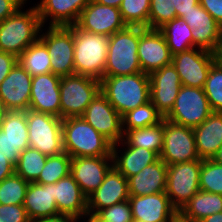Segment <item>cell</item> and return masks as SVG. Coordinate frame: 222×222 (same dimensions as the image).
Wrapping results in <instances>:
<instances>
[{"mask_svg":"<svg viewBox=\"0 0 222 222\" xmlns=\"http://www.w3.org/2000/svg\"><path fill=\"white\" fill-rule=\"evenodd\" d=\"M101 92L123 116L150 101V77L143 72L122 76H104Z\"/></svg>","mask_w":222,"mask_h":222,"instance_id":"1","label":"cell"},{"mask_svg":"<svg viewBox=\"0 0 222 222\" xmlns=\"http://www.w3.org/2000/svg\"><path fill=\"white\" fill-rule=\"evenodd\" d=\"M123 137L129 146L143 147L160 156L163 149L164 119L152 126L127 130Z\"/></svg>","mask_w":222,"mask_h":222,"instance_id":"30","label":"cell"},{"mask_svg":"<svg viewBox=\"0 0 222 222\" xmlns=\"http://www.w3.org/2000/svg\"><path fill=\"white\" fill-rule=\"evenodd\" d=\"M26 119L29 147L35 148L47 157L64 152L62 118L28 109Z\"/></svg>","mask_w":222,"mask_h":222,"instance_id":"7","label":"cell"},{"mask_svg":"<svg viewBox=\"0 0 222 222\" xmlns=\"http://www.w3.org/2000/svg\"><path fill=\"white\" fill-rule=\"evenodd\" d=\"M159 30L163 33L172 55L194 48L192 29L184 19L176 17Z\"/></svg>","mask_w":222,"mask_h":222,"instance_id":"31","label":"cell"},{"mask_svg":"<svg viewBox=\"0 0 222 222\" xmlns=\"http://www.w3.org/2000/svg\"><path fill=\"white\" fill-rule=\"evenodd\" d=\"M200 222H222V212L214 213L204 218Z\"/></svg>","mask_w":222,"mask_h":222,"instance_id":"54","label":"cell"},{"mask_svg":"<svg viewBox=\"0 0 222 222\" xmlns=\"http://www.w3.org/2000/svg\"><path fill=\"white\" fill-rule=\"evenodd\" d=\"M75 25L85 32L108 37L127 27L119 8L102 5L93 0H89Z\"/></svg>","mask_w":222,"mask_h":222,"instance_id":"14","label":"cell"},{"mask_svg":"<svg viewBox=\"0 0 222 222\" xmlns=\"http://www.w3.org/2000/svg\"><path fill=\"white\" fill-rule=\"evenodd\" d=\"M169 222H195L192 219L184 217L179 211H177L169 220Z\"/></svg>","mask_w":222,"mask_h":222,"instance_id":"53","label":"cell"},{"mask_svg":"<svg viewBox=\"0 0 222 222\" xmlns=\"http://www.w3.org/2000/svg\"><path fill=\"white\" fill-rule=\"evenodd\" d=\"M171 63L183 86L203 88L214 58L211 51L194 47L174 54Z\"/></svg>","mask_w":222,"mask_h":222,"instance_id":"13","label":"cell"},{"mask_svg":"<svg viewBox=\"0 0 222 222\" xmlns=\"http://www.w3.org/2000/svg\"><path fill=\"white\" fill-rule=\"evenodd\" d=\"M109 37L85 32L74 25L75 74L98 80L104 77Z\"/></svg>","mask_w":222,"mask_h":222,"instance_id":"5","label":"cell"},{"mask_svg":"<svg viewBox=\"0 0 222 222\" xmlns=\"http://www.w3.org/2000/svg\"><path fill=\"white\" fill-rule=\"evenodd\" d=\"M177 17L173 0H150L149 29H160Z\"/></svg>","mask_w":222,"mask_h":222,"instance_id":"41","label":"cell"},{"mask_svg":"<svg viewBox=\"0 0 222 222\" xmlns=\"http://www.w3.org/2000/svg\"><path fill=\"white\" fill-rule=\"evenodd\" d=\"M137 55L142 72L148 75L171 64L173 57L163 33L149 28L140 34Z\"/></svg>","mask_w":222,"mask_h":222,"instance_id":"16","label":"cell"},{"mask_svg":"<svg viewBox=\"0 0 222 222\" xmlns=\"http://www.w3.org/2000/svg\"><path fill=\"white\" fill-rule=\"evenodd\" d=\"M7 112H8V110L6 109L4 102L2 101V99L0 97V126H1L2 119L4 118V115Z\"/></svg>","mask_w":222,"mask_h":222,"instance_id":"56","label":"cell"},{"mask_svg":"<svg viewBox=\"0 0 222 222\" xmlns=\"http://www.w3.org/2000/svg\"><path fill=\"white\" fill-rule=\"evenodd\" d=\"M29 183L16 173L2 180L0 182V204H23Z\"/></svg>","mask_w":222,"mask_h":222,"instance_id":"36","label":"cell"},{"mask_svg":"<svg viewBox=\"0 0 222 222\" xmlns=\"http://www.w3.org/2000/svg\"><path fill=\"white\" fill-rule=\"evenodd\" d=\"M95 216L103 222H133L129 200L99 210Z\"/></svg>","mask_w":222,"mask_h":222,"instance_id":"42","label":"cell"},{"mask_svg":"<svg viewBox=\"0 0 222 222\" xmlns=\"http://www.w3.org/2000/svg\"><path fill=\"white\" fill-rule=\"evenodd\" d=\"M23 206L31 221H40L47 217L59 215L53 193V184L42 185L30 182Z\"/></svg>","mask_w":222,"mask_h":222,"instance_id":"25","label":"cell"},{"mask_svg":"<svg viewBox=\"0 0 222 222\" xmlns=\"http://www.w3.org/2000/svg\"><path fill=\"white\" fill-rule=\"evenodd\" d=\"M133 222H145V221H140V220H133Z\"/></svg>","mask_w":222,"mask_h":222,"instance_id":"58","label":"cell"},{"mask_svg":"<svg viewBox=\"0 0 222 222\" xmlns=\"http://www.w3.org/2000/svg\"><path fill=\"white\" fill-rule=\"evenodd\" d=\"M79 219H76L72 216L66 214H59L52 217H47L40 220L39 222H77Z\"/></svg>","mask_w":222,"mask_h":222,"instance_id":"50","label":"cell"},{"mask_svg":"<svg viewBox=\"0 0 222 222\" xmlns=\"http://www.w3.org/2000/svg\"><path fill=\"white\" fill-rule=\"evenodd\" d=\"M82 117L112 145L124 138L122 116L101 91L88 105Z\"/></svg>","mask_w":222,"mask_h":222,"instance_id":"12","label":"cell"},{"mask_svg":"<svg viewBox=\"0 0 222 222\" xmlns=\"http://www.w3.org/2000/svg\"><path fill=\"white\" fill-rule=\"evenodd\" d=\"M50 56L51 72L59 77L75 74L74 25L48 26L47 32L39 35Z\"/></svg>","mask_w":222,"mask_h":222,"instance_id":"8","label":"cell"},{"mask_svg":"<svg viewBox=\"0 0 222 222\" xmlns=\"http://www.w3.org/2000/svg\"><path fill=\"white\" fill-rule=\"evenodd\" d=\"M89 0H41L36 5L42 26L49 20V26L75 25ZM49 17V19H48Z\"/></svg>","mask_w":222,"mask_h":222,"instance_id":"24","label":"cell"},{"mask_svg":"<svg viewBox=\"0 0 222 222\" xmlns=\"http://www.w3.org/2000/svg\"><path fill=\"white\" fill-rule=\"evenodd\" d=\"M112 167V156L74 157L71 161L70 174L88 197L102 184Z\"/></svg>","mask_w":222,"mask_h":222,"instance_id":"19","label":"cell"},{"mask_svg":"<svg viewBox=\"0 0 222 222\" xmlns=\"http://www.w3.org/2000/svg\"><path fill=\"white\" fill-rule=\"evenodd\" d=\"M166 165L200 160L192 127L164 119L163 149L159 156Z\"/></svg>","mask_w":222,"mask_h":222,"instance_id":"11","label":"cell"},{"mask_svg":"<svg viewBox=\"0 0 222 222\" xmlns=\"http://www.w3.org/2000/svg\"><path fill=\"white\" fill-rule=\"evenodd\" d=\"M0 128L12 140H29L26 111H8Z\"/></svg>","mask_w":222,"mask_h":222,"instance_id":"40","label":"cell"},{"mask_svg":"<svg viewBox=\"0 0 222 222\" xmlns=\"http://www.w3.org/2000/svg\"><path fill=\"white\" fill-rule=\"evenodd\" d=\"M15 173V166L7 157H0V182Z\"/></svg>","mask_w":222,"mask_h":222,"instance_id":"49","label":"cell"},{"mask_svg":"<svg viewBox=\"0 0 222 222\" xmlns=\"http://www.w3.org/2000/svg\"><path fill=\"white\" fill-rule=\"evenodd\" d=\"M32 76L17 62L0 84V97L8 111L29 109Z\"/></svg>","mask_w":222,"mask_h":222,"instance_id":"18","label":"cell"},{"mask_svg":"<svg viewBox=\"0 0 222 222\" xmlns=\"http://www.w3.org/2000/svg\"><path fill=\"white\" fill-rule=\"evenodd\" d=\"M212 160L220 165H222V146L217 150L215 156Z\"/></svg>","mask_w":222,"mask_h":222,"instance_id":"55","label":"cell"},{"mask_svg":"<svg viewBox=\"0 0 222 222\" xmlns=\"http://www.w3.org/2000/svg\"><path fill=\"white\" fill-rule=\"evenodd\" d=\"M0 222H31L23 204H0Z\"/></svg>","mask_w":222,"mask_h":222,"instance_id":"44","label":"cell"},{"mask_svg":"<svg viewBox=\"0 0 222 222\" xmlns=\"http://www.w3.org/2000/svg\"><path fill=\"white\" fill-rule=\"evenodd\" d=\"M17 62L18 58L15 55L0 51V84Z\"/></svg>","mask_w":222,"mask_h":222,"instance_id":"46","label":"cell"},{"mask_svg":"<svg viewBox=\"0 0 222 222\" xmlns=\"http://www.w3.org/2000/svg\"><path fill=\"white\" fill-rule=\"evenodd\" d=\"M212 112L203 88L182 85L172 110L164 119L194 128L202 124Z\"/></svg>","mask_w":222,"mask_h":222,"instance_id":"10","label":"cell"},{"mask_svg":"<svg viewBox=\"0 0 222 222\" xmlns=\"http://www.w3.org/2000/svg\"><path fill=\"white\" fill-rule=\"evenodd\" d=\"M180 18L192 29L193 46L212 52L222 35V26L200 4Z\"/></svg>","mask_w":222,"mask_h":222,"instance_id":"21","label":"cell"},{"mask_svg":"<svg viewBox=\"0 0 222 222\" xmlns=\"http://www.w3.org/2000/svg\"><path fill=\"white\" fill-rule=\"evenodd\" d=\"M203 90L213 112H222V67L212 64Z\"/></svg>","mask_w":222,"mask_h":222,"instance_id":"39","label":"cell"},{"mask_svg":"<svg viewBox=\"0 0 222 222\" xmlns=\"http://www.w3.org/2000/svg\"><path fill=\"white\" fill-rule=\"evenodd\" d=\"M199 3L222 26V0H199Z\"/></svg>","mask_w":222,"mask_h":222,"instance_id":"45","label":"cell"},{"mask_svg":"<svg viewBox=\"0 0 222 222\" xmlns=\"http://www.w3.org/2000/svg\"><path fill=\"white\" fill-rule=\"evenodd\" d=\"M145 27L127 26L109 37L104 76H122L142 72L137 48Z\"/></svg>","mask_w":222,"mask_h":222,"instance_id":"4","label":"cell"},{"mask_svg":"<svg viewBox=\"0 0 222 222\" xmlns=\"http://www.w3.org/2000/svg\"><path fill=\"white\" fill-rule=\"evenodd\" d=\"M163 119V116L157 111L152 102L149 101L122 116L123 133L127 130L158 124Z\"/></svg>","mask_w":222,"mask_h":222,"instance_id":"33","label":"cell"},{"mask_svg":"<svg viewBox=\"0 0 222 222\" xmlns=\"http://www.w3.org/2000/svg\"><path fill=\"white\" fill-rule=\"evenodd\" d=\"M71 161L72 157L65 151L58 155L48 156L41 174L35 182L42 185L56 183L70 174Z\"/></svg>","mask_w":222,"mask_h":222,"instance_id":"35","label":"cell"},{"mask_svg":"<svg viewBox=\"0 0 222 222\" xmlns=\"http://www.w3.org/2000/svg\"><path fill=\"white\" fill-rule=\"evenodd\" d=\"M214 62L222 67V35L218 40L216 47L212 51Z\"/></svg>","mask_w":222,"mask_h":222,"instance_id":"51","label":"cell"},{"mask_svg":"<svg viewBox=\"0 0 222 222\" xmlns=\"http://www.w3.org/2000/svg\"><path fill=\"white\" fill-rule=\"evenodd\" d=\"M89 217L88 221L86 222H103L98 217H96L94 214L86 213L84 215V218Z\"/></svg>","mask_w":222,"mask_h":222,"instance_id":"57","label":"cell"},{"mask_svg":"<svg viewBox=\"0 0 222 222\" xmlns=\"http://www.w3.org/2000/svg\"><path fill=\"white\" fill-rule=\"evenodd\" d=\"M29 147V140H12L0 128V157H7L16 166L23 150Z\"/></svg>","mask_w":222,"mask_h":222,"instance_id":"43","label":"cell"},{"mask_svg":"<svg viewBox=\"0 0 222 222\" xmlns=\"http://www.w3.org/2000/svg\"><path fill=\"white\" fill-rule=\"evenodd\" d=\"M166 179L167 165L159 158L128 179L129 195L143 196L165 192Z\"/></svg>","mask_w":222,"mask_h":222,"instance_id":"26","label":"cell"},{"mask_svg":"<svg viewBox=\"0 0 222 222\" xmlns=\"http://www.w3.org/2000/svg\"><path fill=\"white\" fill-rule=\"evenodd\" d=\"M99 4L119 8L123 0H93Z\"/></svg>","mask_w":222,"mask_h":222,"instance_id":"52","label":"cell"},{"mask_svg":"<svg viewBox=\"0 0 222 222\" xmlns=\"http://www.w3.org/2000/svg\"><path fill=\"white\" fill-rule=\"evenodd\" d=\"M119 10L127 26L148 28L150 0H123Z\"/></svg>","mask_w":222,"mask_h":222,"instance_id":"37","label":"cell"},{"mask_svg":"<svg viewBox=\"0 0 222 222\" xmlns=\"http://www.w3.org/2000/svg\"><path fill=\"white\" fill-rule=\"evenodd\" d=\"M201 160L187 161L167 166L165 193L172 206L180 211L200 191Z\"/></svg>","mask_w":222,"mask_h":222,"instance_id":"9","label":"cell"},{"mask_svg":"<svg viewBox=\"0 0 222 222\" xmlns=\"http://www.w3.org/2000/svg\"><path fill=\"white\" fill-rule=\"evenodd\" d=\"M150 101L165 118L172 110L182 86L179 74L171 64L150 75Z\"/></svg>","mask_w":222,"mask_h":222,"instance_id":"15","label":"cell"},{"mask_svg":"<svg viewBox=\"0 0 222 222\" xmlns=\"http://www.w3.org/2000/svg\"><path fill=\"white\" fill-rule=\"evenodd\" d=\"M101 91V82L86 75H68L60 79V118L82 116Z\"/></svg>","mask_w":222,"mask_h":222,"instance_id":"6","label":"cell"},{"mask_svg":"<svg viewBox=\"0 0 222 222\" xmlns=\"http://www.w3.org/2000/svg\"><path fill=\"white\" fill-rule=\"evenodd\" d=\"M200 190L222 195V165L211 160H201Z\"/></svg>","mask_w":222,"mask_h":222,"instance_id":"38","label":"cell"},{"mask_svg":"<svg viewBox=\"0 0 222 222\" xmlns=\"http://www.w3.org/2000/svg\"><path fill=\"white\" fill-rule=\"evenodd\" d=\"M21 9L0 22V51L11 53L17 58L39 39L43 28L37 7L26 11Z\"/></svg>","mask_w":222,"mask_h":222,"instance_id":"2","label":"cell"},{"mask_svg":"<svg viewBox=\"0 0 222 222\" xmlns=\"http://www.w3.org/2000/svg\"><path fill=\"white\" fill-rule=\"evenodd\" d=\"M193 132L200 160H211L222 146V112H212Z\"/></svg>","mask_w":222,"mask_h":222,"instance_id":"27","label":"cell"},{"mask_svg":"<svg viewBox=\"0 0 222 222\" xmlns=\"http://www.w3.org/2000/svg\"><path fill=\"white\" fill-rule=\"evenodd\" d=\"M64 151L74 157L112 156V144L82 116L62 121Z\"/></svg>","mask_w":222,"mask_h":222,"instance_id":"3","label":"cell"},{"mask_svg":"<svg viewBox=\"0 0 222 222\" xmlns=\"http://www.w3.org/2000/svg\"><path fill=\"white\" fill-rule=\"evenodd\" d=\"M128 200L131 205L133 220L169 222L170 218L177 212L165 192L143 196L130 195Z\"/></svg>","mask_w":222,"mask_h":222,"instance_id":"22","label":"cell"},{"mask_svg":"<svg viewBox=\"0 0 222 222\" xmlns=\"http://www.w3.org/2000/svg\"><path fill=\"white\" fill-rule=\"evenodd\" d=\"M199 0H173V6L176 10L177 17L186 14L199 5Z\"/></svg>","mask_w":222,"mask_h":222,"instance_id":"48","label":"cell"},{"mask_svg":"<svg viewBox=\"0 0 222 222\" xmlns=\"http://www.w3.org/2000/svg\"><path fill=\"white\" fill-rule=\"evenodd\" d=\"M129 197L128 179L113 166L102 184L87 197L88 213L95 215L99 210L124 202Z\"/></svg>","mask_w":222,"mask_h":222,"instance_id":"17","label":"cell"},{"mask_svg":"<svg viewBox=\"0 0 222 222\" xmlns=\"http://www.w3.org/2000/svg\"><path fill=\"white\" fill-rule=\"evenodd\" d=\"M60 79L52 72L33 76L29 109L60 117Z\"/></svg>","mask_w":222,"mask_h":222,"instance_id":"20","label":"cell"},{"mask_svg":"<svg viewBox=\"0 0 222 222\" xmlns=\"http://www.w3.org/2000/svg\"><path fill=\"white\" fill-rule=\"evenodd\" d=\"M46 160V155L35 148L28 147L21 152L15 166V173L28 182H35L40 176Z\"/></svg>","mask_w":222,"mask_h":222,"instance_id":"34","label":"cell"},{"mask_svg":"<svg viewBox=\"0 0 222 222\" xmlns=\"http://www.w3.org/2000/svg\"><path fill=\"white\" fill-rule=\"evenodd\" d=\"M27 0H0V22L13 15ZM25 2V3H24Z\"/></svg>","mask_w":222,"mask_h":222,"instance_id":"47","label":"cell"},{"mask_svg":"<svg viewBox=\"0 0 222 222\" xmlns=\"http://www.w3.org/2000/svg\"><path fill=\"white\" fill-rule=\"evenodd\" d=\"M126 145L125 151L119 155L118 145ZM113 166L127 179L136 175L144 167L153 164L159 159V156L152 150L143 147H131L123 139L112 145Z\"/></svg>","mask_w":222,"mask_h":222,"instance_id":"28","label":"cell"},{"mask_svg":"<svg viewBox=\"0 0 222 222\" xmlns=\"http://www.w3.org/2000/svg\"><path fill=\"white\" fill-rule=\"evenodd\" d=\"M179 212L186 218L200 222L209 215L222 212V195L200 190Z\"/></svg>","mask_w":222,"mask_h":222,"instance_id":"29","label":"cell"},{"mask_svg":"<svg viewBox=\"0 0 222 222\" xmlns=\"http://www.w3.org/2000/svg\"><path fill=\"white\" fill-rule=\"evenodd\" d=\"M53 193L59 214L84 219L83 216L88 213L87 196L71 174L53 183Z\"/></svg>","mask_w":222,"mask_h":222,"instance_id":"23","label":"cell"},{"mask_svg":"<svg viewBox=\"0 0 222 222\" xmlns=\"http://www.w3.org/2000/svg\"><path fill=\"white\" fill-rule=\"evenodd\" d=\"M50 60L51 56L46 46L39 39L18 57V62L32 77L51 73Z\"/></svg>","mask_w":222,"mask_h":222,"instance_id":"32","label":"cell"}]
</instances>
